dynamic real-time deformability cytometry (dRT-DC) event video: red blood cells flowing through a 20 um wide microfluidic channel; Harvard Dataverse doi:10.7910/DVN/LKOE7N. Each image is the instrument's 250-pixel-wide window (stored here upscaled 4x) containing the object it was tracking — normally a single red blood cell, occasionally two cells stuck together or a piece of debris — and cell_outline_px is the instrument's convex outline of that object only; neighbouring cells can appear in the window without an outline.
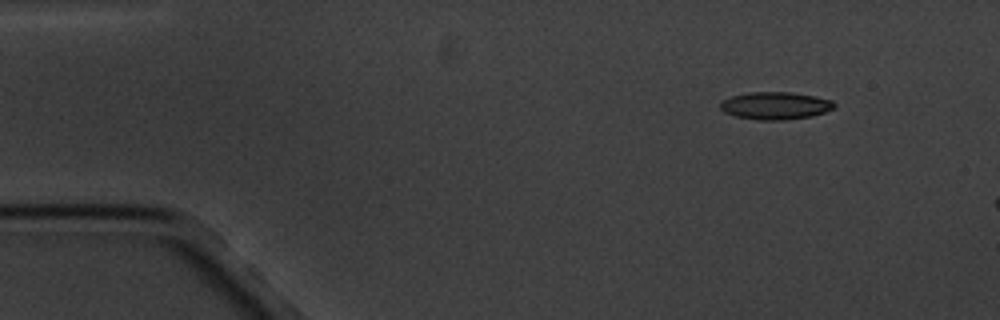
{"species": "common noctule bat (a hibernating species)", "species_latin": "Nyctalus noctula", "temperature_condition": "cold", "stored_images_in_passage": 3, "camera_frame_rate_fps": 3000, "um_per_image_px": 0.085, "animal": {"sex": "male", "body_mass_g": 20.1, "forearm_length_mm": 53.5}, "frame": {"image": 1, "passage_image": 1, "time_ms": 0.0, "image_size_px": [1000, 320], "cell_outline_px": [[836, 108], [812, 116], [784, 120], [760, 120], [736, 116], [724, 112], [720, 108], [720, 104], [724, 100], [732, 96], [748, 92], [792, 92], [816, 96], [832, 100], [836, 104]], "centroid_in_image_um": [65.95, 8.98], "position_along_channel_um": 19.1, "area_um2": 18.32}}